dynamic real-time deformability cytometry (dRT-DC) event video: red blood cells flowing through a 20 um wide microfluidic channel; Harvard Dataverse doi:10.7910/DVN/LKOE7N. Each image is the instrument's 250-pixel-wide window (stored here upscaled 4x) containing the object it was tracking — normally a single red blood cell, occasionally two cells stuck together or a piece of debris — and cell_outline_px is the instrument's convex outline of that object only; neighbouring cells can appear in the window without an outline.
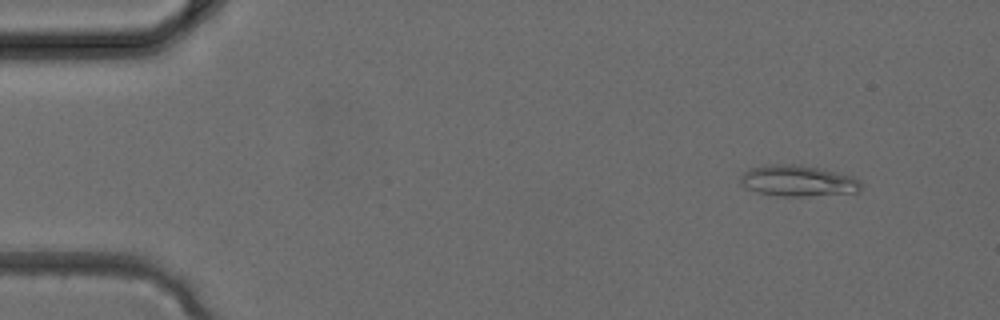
{"species": "common noctule bat (a hibernating species)", "species_latin": "Nyctalus noctula", "temperature_condition": "cold", "stored_images_in_passage": 3, "camera_frame_rate_fps": 3000, "um_per_image_px": 0.085, "animal": {"sex": "female", "body_mass_g": 24.6, "forearm_length_mm": 56.2}, "frame": {"image": 1, "passage_image": 1, "time_ms": 0.0, "image_size_px": [1000, 320], "cell_outline_px": [[860, 192], [808, 196], [780, 196], [756, 192], [740, 184], [740, 176], [748, 168], [764, 164], [800, 164], [852, 176], [860, 180]], "centroid_in_image_um": [67.78, 15.36], "position_along_channel_um": 17.2, "area_um2": 21.96}}